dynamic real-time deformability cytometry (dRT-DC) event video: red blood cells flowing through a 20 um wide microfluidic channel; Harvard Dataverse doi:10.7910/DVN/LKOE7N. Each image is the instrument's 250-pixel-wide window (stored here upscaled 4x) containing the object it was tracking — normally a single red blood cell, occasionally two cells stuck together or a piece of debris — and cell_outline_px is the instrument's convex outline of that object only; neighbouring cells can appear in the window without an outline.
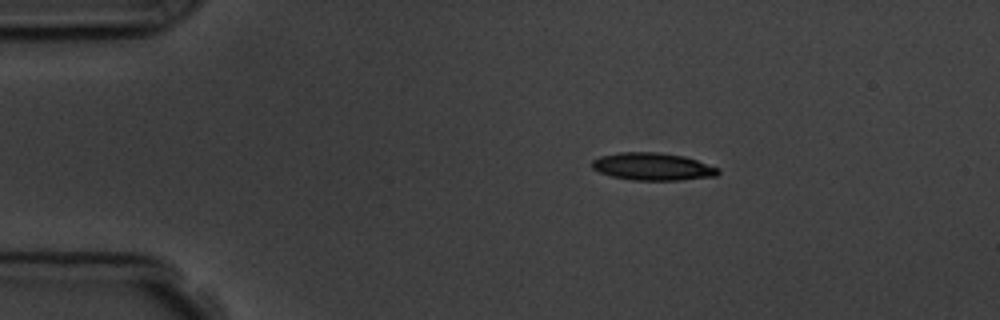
{"species": "common noctule bat (a hibernating species)", "species_latin": "Nyctalus noctula", "temperature_condition": "room temperature", "stored_images_in_passage": 3, "camera_frame_rate_fps": 3000, "um_per_image_px": 0.085, "animal": {"sex": "male", "body_mass_g": 19.5, "forearm_length_mm": 54.6}, "frame": {"image": 1, "passage_image": 2, "time_ms": 1.333, "image_size_px": [1000, 320], "cell_outline_px": [[720, 172], [716, 176], [680, 180], [632, 180], [612, 176], [600, 172], [592, 168], [592, 160], [600, 156], [620, 152], [660, 152], [684, 156], [720, 168]], "centroid_in_image_um": [55.49, 14.16], "position_along_channel_um": 29.5, "area_um2": 20.23}}